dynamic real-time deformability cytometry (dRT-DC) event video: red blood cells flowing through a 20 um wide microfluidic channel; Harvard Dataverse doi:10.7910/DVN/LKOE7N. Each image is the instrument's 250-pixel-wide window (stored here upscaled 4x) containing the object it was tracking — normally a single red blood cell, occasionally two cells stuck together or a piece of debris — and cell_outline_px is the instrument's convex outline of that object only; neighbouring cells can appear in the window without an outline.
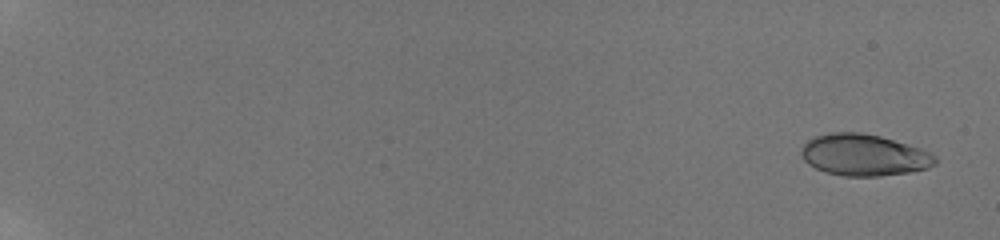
{"species": "human", "species_latin": "Homo sapiens", "temperature_condition": "room temperature", "stored_images_in_passage": 20, "camera_frame_rate_fps": 3000, "um_per_image_px": 0.085, "donor": {"sex": "male"}, "frame": {"image": 1, "passage_image": 2, "time_ms": 0.667, "image_size_px": [1000, 240], "cell_outline_px": [[936, 164], [928, 168], [908, 172], [880, 176], [844, 176], [824, 172], [808, 164], [804, 160], [800, 152], [804, 144], [808, 140], [816, 136], [832, 132], [860, 132], [880, 136], [920, 148], [932, 152], [936, 156]], "centroid_in_image_um": [73.44, 13.18], "position_along_channel_um": 11.6, "area_um2": 32.48}}
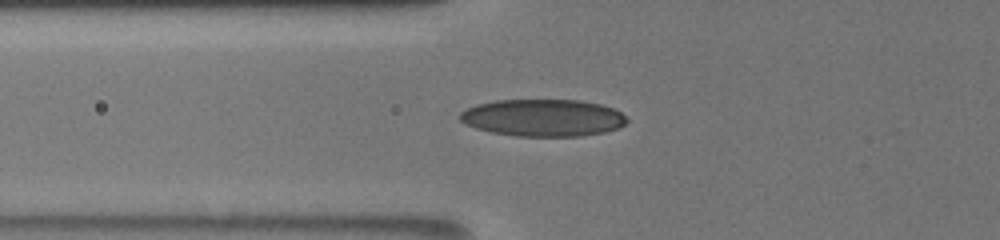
{"frame": {"image": 2, "passage_image": 14, "time_ms": 8.333, "image_size_px": [1000, 240], "cell_outline_px": [[628, 120], [620, 128], [604, 132], [580, 136], [516, 136], [492, 132], [476, 128], [460, 120], [460, 112], [476, 104], [496, 100], [580, 100], [600, 104], [612, 108], [620, 112]], "centroid_in_image_um": [46.17, 10.01], "position_along_channel_um": 79.6, "area_um2": 36.01}}
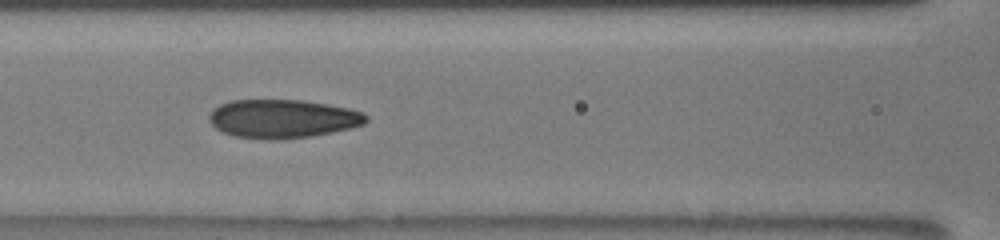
{"frame": {"image": 3, "passage_image": 17, "time_ms": 10.0, "image_size_px": [1000, 240], "cell_outline_px": [[368, 120], [364, 124], [332, 132], [312, 136], [272, 140], [236, 136], [224, 132], [216, 128], [208, 120], [208, 116], [220, 104], [232, 100], [304, 100], [348, 108], [364, 112], [368, 116]], "centroid_in_image_um": [24.05, 10.09], "position_along_channel_um": 142.6, "area_um2": 35.08}}